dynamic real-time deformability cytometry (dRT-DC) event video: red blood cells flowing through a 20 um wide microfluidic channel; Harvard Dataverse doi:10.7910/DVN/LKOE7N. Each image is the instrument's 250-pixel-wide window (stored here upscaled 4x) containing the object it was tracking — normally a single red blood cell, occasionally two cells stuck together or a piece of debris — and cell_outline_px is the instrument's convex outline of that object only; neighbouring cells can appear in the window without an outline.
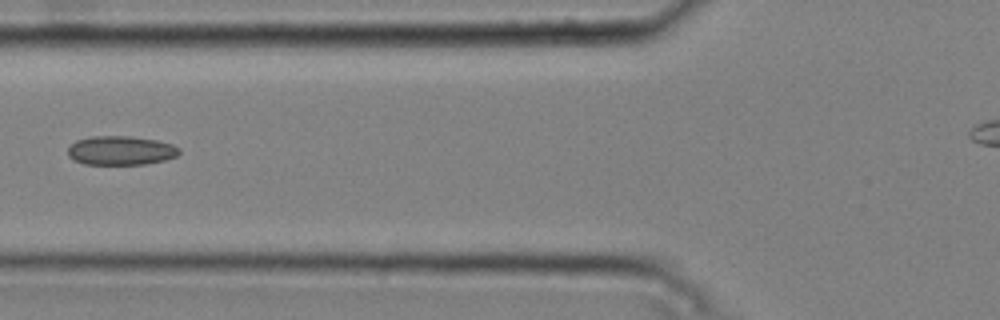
{"species": "common noctule bat (a hibernating species)", "species_latin": "Nyctalus noctula", "temperature_condition": "cold", "stored_images_in_passage": 3, "camera_frame_rate_fps": 3000, "um_per_image_px": 0.085, "animal": {"sex": "male", "body_mass_g": 20.4}, "frame": {"image": 1, "passage_image": 3, "time_ms": 0.667, "image_size_px": [1000, 320], "cell_outline_px": [[180, 152], [176, 156], [164, 160], [144, 164], [84, 164], [68, 156], [68, 148], [76, 140], [92, 136], [128, 136], [156, 140], [172, 144], [180, 148]], "centroid_in_image_um": [10.27, 12.79], "position_along_channel_um": 115.5, "area_um2": 18.73}}